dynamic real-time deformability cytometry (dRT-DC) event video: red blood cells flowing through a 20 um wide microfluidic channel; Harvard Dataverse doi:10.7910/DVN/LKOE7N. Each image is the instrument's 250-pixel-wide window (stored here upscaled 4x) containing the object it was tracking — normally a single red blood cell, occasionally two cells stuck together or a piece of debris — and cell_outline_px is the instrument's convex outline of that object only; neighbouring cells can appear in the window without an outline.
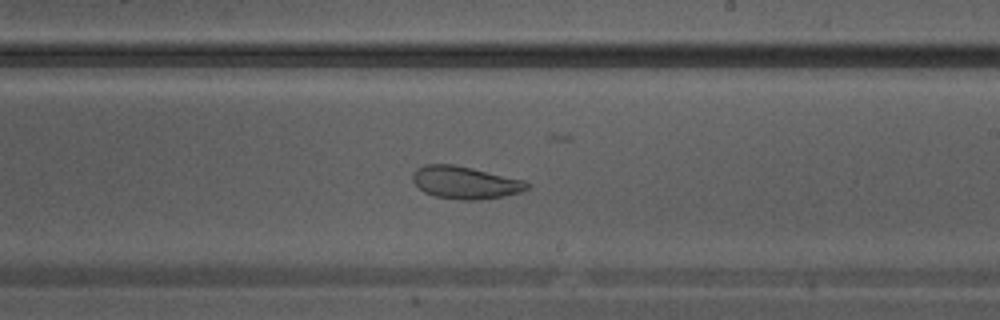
{"species": "Egyptian fruit bat (a non-hibernating species)", "species_latin": "Rousettus aegyptiacus", "temperature_condition": "warm", "stored_images_in_passage": 21, "camera_frame_rate_fps": 3000, "um_per_image_px": 0.085, "animal": {"sex": "male"}, "frame": {"image": 1, "passage_image": 18, "time_ms": 5.667, "image_size_px": [1000, 320], "cell_outline_px": [[532, 184], [528, 188], [520, 192], [504, 196], [476, 200], [460, 200], [436, 196], [424, 192], [412, 180], [412, 172], [416, 168], [424, 164], [452, 164], [472, 168], [524, 180]], "centroid_in_image_um": [39.53, 15.51], "position_along_channel_um": 249.5, "area_um2": 21.68}}